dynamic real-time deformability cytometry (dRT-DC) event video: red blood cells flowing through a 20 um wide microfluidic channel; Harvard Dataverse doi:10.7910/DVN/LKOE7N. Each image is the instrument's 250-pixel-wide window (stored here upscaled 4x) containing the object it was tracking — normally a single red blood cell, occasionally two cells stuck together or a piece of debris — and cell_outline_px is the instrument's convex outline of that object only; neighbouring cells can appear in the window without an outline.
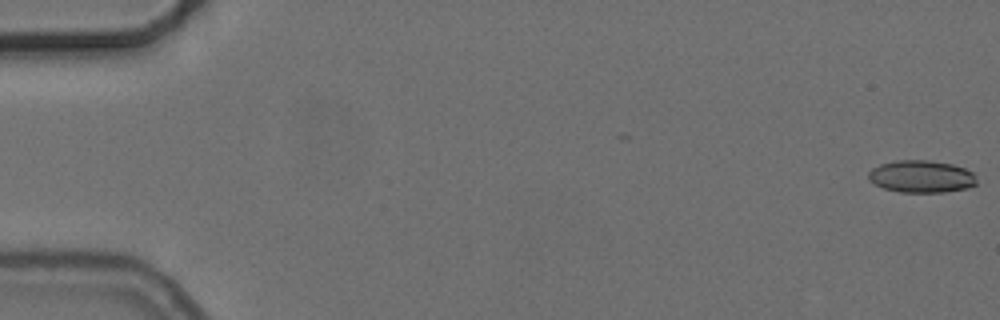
{"species": "common noctule bat (a hibernating species)", "species_latin": "Nyctalus noctula", "temperature_condition": "cold", "stored_images_in_passage": 22, "camera_frame_rate_fps": 3000, "um_per_image_px": 0.085, "animal": {"sex": "female", "body_mass_g": 24.6, "forearm_length_mm": 56.2}, "frame": {"image": 1, "passage_image": 1, "time_ms": 0.0, "image_size_px": [1000, 320], "cell_outline_px": [[976, 184], [968, 188], [944, 192], [900, 192], [884, 188], [868, 180], [868, 172], [872, 168], [880, 164], [892, 160], [928, 160], [952, 164], [964, 168], [972, 172], [976, 176]], "centroid_in_image_um": [78.3, 14.99], "position_along_channel_um": 6.7, "area_um2": 20.46}}
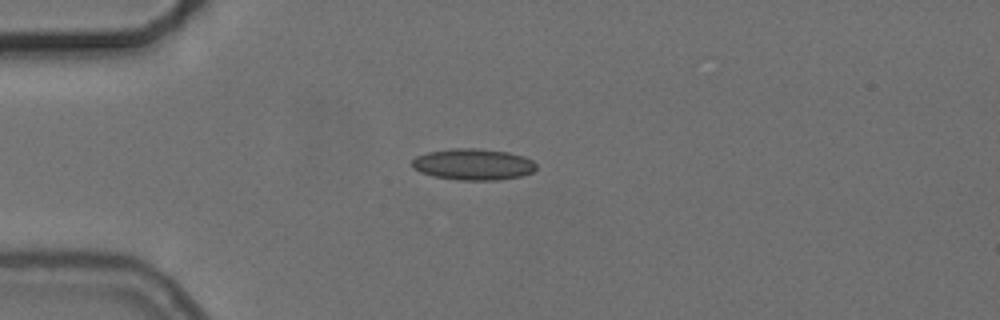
{"frame": {"image": 2, "passage_image": 15, "time_ms": 4.667, "image_size_px": [1000, 320], "cell_outline_px": [[536, 168], [532, 172], [520, 176], [500, 180], [460, 180], [436, 176], [420, 172], [412, 168], [412, 160], [416, 156], [428, 152], [452, 148], [476, 148], [508, 152], [524, 156], [532, 160], [536, 164]], "centroid_in_image_um": [40.22, 13.96], "position_along_channel_um": 44.8, "area_um2": 22.66}}
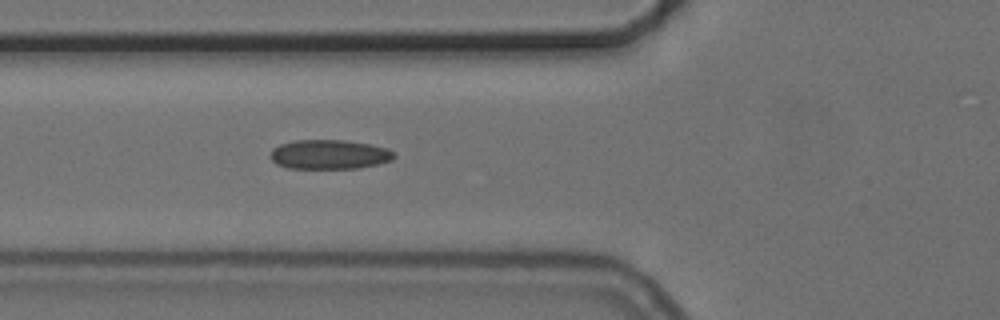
{"frame": {"image": 3, "passage_image": 21, "time_ms": 6.667, "image_size_px": [1000, 320], "cell_outline_px": [[396, 156], [392, 160], [376, 164], [356, 168], [288, 168], [276, 164], [272, 160], [272, 148], [280, 144], [296, 140], [344, 140], [368, 144], [388, 148]], "centroid_in_image_um": [27.98, 13.12], "position_along_channel_um": 97.8, "area_um2": 20.98}}